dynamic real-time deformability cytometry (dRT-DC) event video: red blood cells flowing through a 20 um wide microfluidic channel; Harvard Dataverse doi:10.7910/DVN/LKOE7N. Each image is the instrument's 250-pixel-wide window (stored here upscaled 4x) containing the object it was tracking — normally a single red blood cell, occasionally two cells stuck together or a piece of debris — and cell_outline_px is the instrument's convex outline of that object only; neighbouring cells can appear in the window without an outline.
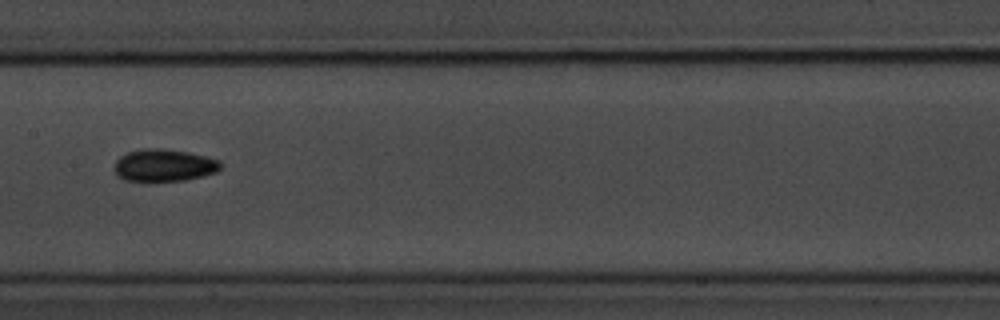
{"species": "common noctule bat (a hibernating species)", "species_latin": "Nyctalus noctula", "temperature_condition": "room temperature", "stored_images_in_passage": 13, "camera_frame_rate_fps": 3000, "um_per_image_px": 0.085, "animal": {"sex": "male", "body_mass_g": 20.1, "forearm_length_mm": 53.5}, "frame": {"image": 1, "passage_image": 8, "time_ms": 8.667, "image_size_px": [1000, 320], "cell_outline_px": [[220, 168], [216, 172], [204, 176], [184, 180], [124, 180], [116, 176], [112, 168], [116, 160], [120, 156], [128, 152], [140, 148], [164, 148], [188, 152], [220, 160]], "centroid_in_image_um": [13.89, 14.03], "position_along_channel_um": 193.5, "area_um2": 20.06}, "authors_computed_cell_mechanics": {"area_um2": 19.1318, "velocity_mm_per_s": 3.6227, "shape_relaxation_time_tau1_ms": 3.2607, "shape_relaxation_time_tau2_ms": null, "deformation_change_tau1": 0.1478, "deformation_change_tau2": null}}